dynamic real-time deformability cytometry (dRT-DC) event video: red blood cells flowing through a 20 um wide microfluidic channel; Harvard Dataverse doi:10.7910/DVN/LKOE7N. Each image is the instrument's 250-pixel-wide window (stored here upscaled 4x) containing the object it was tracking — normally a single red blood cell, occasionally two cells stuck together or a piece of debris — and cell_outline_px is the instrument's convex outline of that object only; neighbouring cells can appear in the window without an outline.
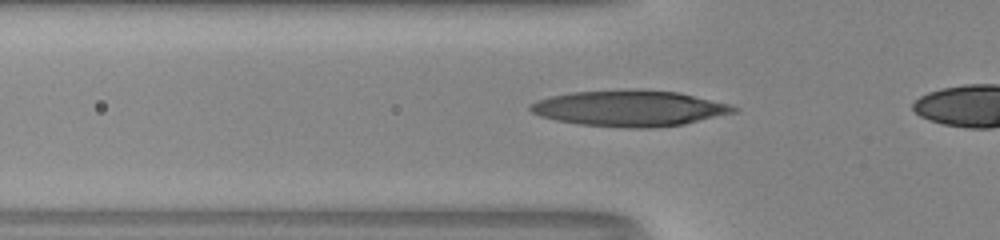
{"species": "human", "species_latin": "Homo sapiens", "temperature_condition": "room temperature", "stored_images_in_passage": 17, "camera_frame_rate_fps": 3000, "um_per_image_px": 0.085, "donor": {"sex": "male"}, "frame": {"image": 1, "passage_image": 15, "time_ms": 4.667, "image_size_px": [1000, 240], "cell_outline_px": [[740, 108], [736, 112], [684, 124], [652, 128], [628, 128], [580, 124], [556, 120], [540, 116], [532, 112], [528, 108], [528, 104], [536, 100], [552, 96], [572, 92], [632, 88], [680, 92], [728, 104]], "centroid_in_image_um": [53.5, 9.19], "position_along_channel_um": 72.3, "area_um2": 42.89}}